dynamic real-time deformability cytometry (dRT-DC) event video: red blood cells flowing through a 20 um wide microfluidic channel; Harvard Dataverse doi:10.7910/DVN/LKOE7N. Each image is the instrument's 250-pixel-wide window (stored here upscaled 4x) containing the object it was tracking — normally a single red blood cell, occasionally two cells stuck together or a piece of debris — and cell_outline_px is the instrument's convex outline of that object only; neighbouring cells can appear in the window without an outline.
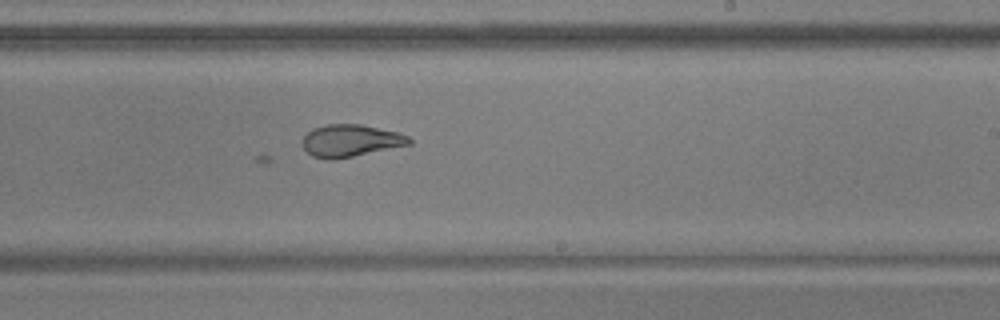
{"species": "common noctule bat (a hibernating species)", "species_latin": "Nyctalus noctula", "temperature_condition": "warm", "stored_images_in_passage": 33, "camera_frame_rate_fps": 3000, "um_per_image_px": 0.085, "animal": {"sex": "male", "body_mass_g": 17.9, "forearm_length_mm": 54.2}, "frame": {"image": 1, "passage_image": 17, "time_ms": 5.333, "image_size_px": [1000, 320], "cell_outline_px": [[412, 144], [332, 160], [324, 160], [312, 156], [304, 148], [304, 136], [312, 128], [328, 124], [360, 124], [400, 132], [408, 136], [412, 140]], "centroid_in_image_um": [29.82, 11.95], "position_along_channel_um": 259.2, "area_um2": 20.0}}